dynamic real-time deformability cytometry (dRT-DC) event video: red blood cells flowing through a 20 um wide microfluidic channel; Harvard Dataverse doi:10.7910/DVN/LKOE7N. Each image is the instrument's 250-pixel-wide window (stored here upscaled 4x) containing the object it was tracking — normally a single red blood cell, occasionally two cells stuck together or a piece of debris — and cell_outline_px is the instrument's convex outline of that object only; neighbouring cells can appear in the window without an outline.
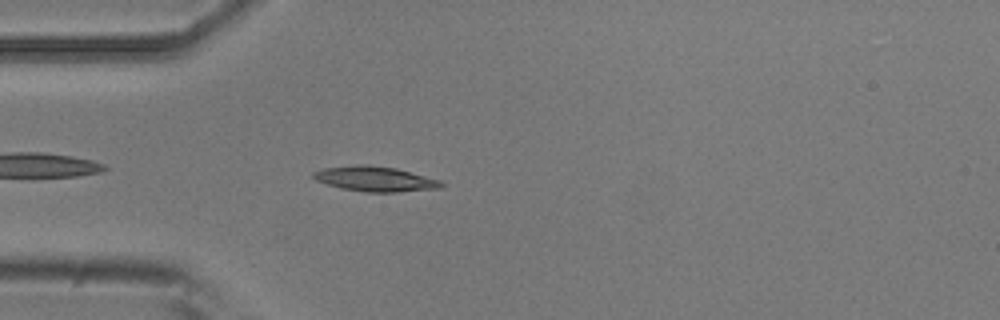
{"species": "common noctule bat (a hibernating species)", "species_latin": "Nyctalus noctula", "temperature_condition": "room temperature", "stored_images_in_passage": 4, "camera_frame_rate_fps": 3000, "um_per_image_px": 0.085, "animal": {"sex": "male", "body_mass_g": 20.5, "forearm_length_mm": 52.5}, "frame": {"image": 1, "passage_image": 4, "time_ms": 1.0, "image_size_px": [1000, 320], "cell_outline_px": [[444, 184], [440, 188], [396, 192], [364, 192], [340, 188], [316, 180], [312, 176], [312, 172], [324, 168], [356, 164], [368, 164], [396, 168], [440, 180]], "centroid_in_image_um": [31.86, 15.2], "position_along_channel_um": 53.1, "area_um2": 18.67}}